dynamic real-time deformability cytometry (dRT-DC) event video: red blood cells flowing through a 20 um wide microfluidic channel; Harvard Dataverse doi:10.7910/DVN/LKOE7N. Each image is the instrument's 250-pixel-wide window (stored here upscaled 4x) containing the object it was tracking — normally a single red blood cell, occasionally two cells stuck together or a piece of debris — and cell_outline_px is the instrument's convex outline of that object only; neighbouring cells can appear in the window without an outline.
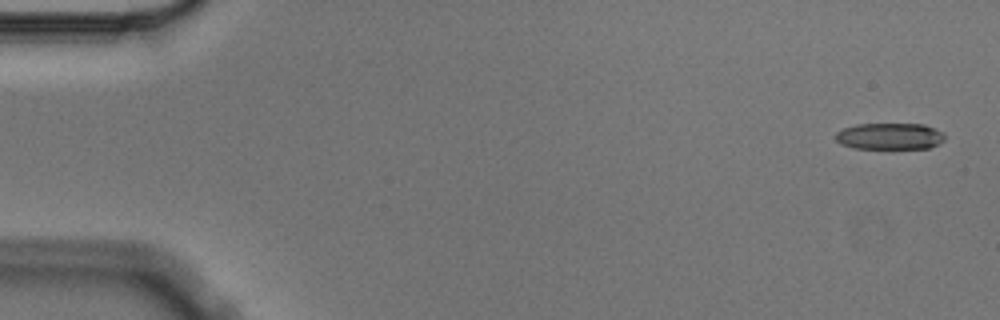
{"species": "Egyptian fruit bat (a non-hibernating species)", "species_latin": "Rousettus aegyptiacus", "temperature_condition": "cold", "stored_images_in_passage": 5, "camera_frame_rate_fps": 3000, "um_per_image_px": 0.085, "animal": {"sex": "male"}, "frame": {"image": 1, "passage_image": 1, "time_ms": 0.0, "image_size_px": [1000, 320], "cell_outline_px": [[944, 140], [940, 144], [928, 148], [852, 148], [840, 144], [836, 140], [836, 132], [844, 128], [856, 124], [924, 124], [944, 132]], "centroid_in_image_um": [75.64, 11.58], "position_along_channel_um": 9.4, "area_um2": 16.94}}
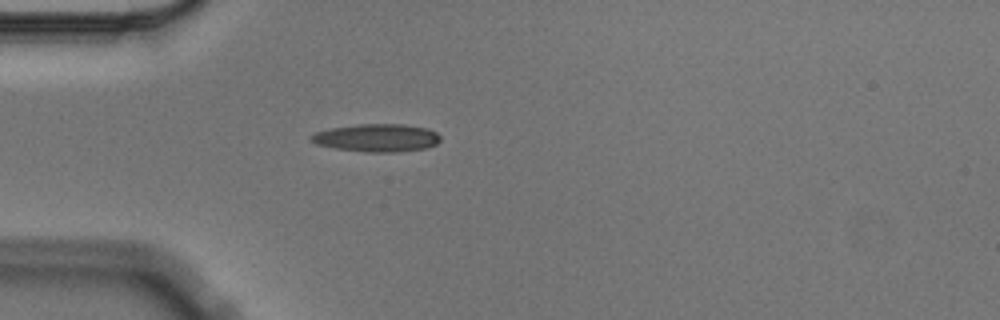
{"frame": {"image": 2, "passage_image": 5, "time_ms": 1.333, "image_size_px": [1000, 320], "cell_outline_px": [[440, 140], [436, 144], [428, 148], [396, 152], [368, 152], [336, 148], [316, 144], [312, 140], [312, 136], [316, 132], [332, 128], [356, 124], [404, 124], [428, 128], [436, 132], [440, 136]], "centroid_in_image_um": [32.1, 11.71], "position_along_channel_um": 52.9, "area_um2": 20.87}}